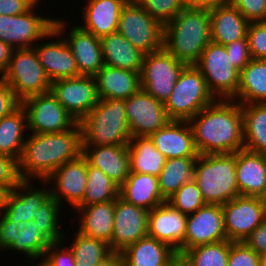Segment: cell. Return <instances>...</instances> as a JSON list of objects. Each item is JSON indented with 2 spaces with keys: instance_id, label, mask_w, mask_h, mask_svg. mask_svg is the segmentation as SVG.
<instances>
[{
  "instance_id": "1",
  "label": "cell",
  "mask_w": 266,
  "mask_h": 266,
  "mask_svg": "<svg viewBox=\"0 0 266 266\" xmlns=\"http://www.w3.org/2000/svg\"><path fill=\"white\" fill-rule=\"evenodd\" d=\"M188 122L199 155L244 149L242 107L235 100L216 99Z\"/></svg>"
},
{
  "instance_id": "2",
  "label": "cell",
  "mask_w": 266,
  "mask_h": 266,
  "mask_svg": "<svg viewBox=\"0 0 266 266\" xmlns=\"http://www.w3.org/2000/svg\"><path fill=\"white\" fill-rule=\"evenodd\" d=\"M82 152V130L79 122L60 133H31L26 137L17 161L18 174L21 180L39 178L41 182L45 181L61 165L79 158Z\"/></svg>"
},
{
  "instance_id": "3",
  "label": "cell",
  "mask_w": 266,
  "mask_h": 266,
  "mask_svg": "<svg viewBox=\"0 0 266 266\" xmlns=\"http://www.w3.org/2000/svg\"><path fill=\"white\" fill-rule=\"evenodd\" d=\"M211 42V20L208 10L183 8L164 25L163 47L178 61L195 65Z\"/></svg>"
},
{
  "instance_id": "4",
  "label": "cell",
  "mask_w": 266,
  "mask_h": 266,
  "mask_svg": "<svg viewBox=\"0 0 266 266\" xmlns=\"http://www.w3.org/2000/svg\"><path fill=\"white\" fill-rule=\"evenodd\" d=\"M79 125L82 130V146H127L132 138L124 99H99Z\"/></svg>"
},
{
  "instance_id": "5",
  "label": "cell",
  "mask_w": 266,
  "mask_h": 266,
  "mask_svg": "<svg viewBox=\"0 0 266 266\" xmlns=\"http://www.w3.org/2000/svg\"><path fill=\"white\" fill-rule=\"evenodd\" d=\"M235 165L236 152L198 155L193 180L206 204L223 205L239 196Z\"/></svg>"
},
{
  "instance_id": "6",
  "label": "cell",
  "mask_w": 266,
  "mask_h": 266,
  "mask_svg": "<svg viewBox=\"0 0 266 266\" xmlns=\"http://www.w3.org/2000/svg\"><path fill=\"white\" fill-rule=\"evenodd\" d=\"M36 5L39 4L36 3L20 15H0V40L13 49H28L33 48L38 40L49 37L59 39L64 34L67 23L59 18L57 20L37 15Z\"/></svg>"
},
{
  "instance_id": "7",
  "label": "cell",
  "mask_w": 266,
  "mask_h": 266,
  "mask_svg": "<svg viewBox=\"0 0 266 266\" xmlns=\"http://www.w3.org/2000/svg\"><path fill=\"white\" fill-rule=\"evenodd\" d=\"M215 100L200 70L186 65L164 106L170 120L189 121Z\"/></svg>"
},
{
  "instance_id": "8",
  "label": "cell",
  "mask_w": 266,
  "mask_h": 266,
  "mask_svg": "<svg viewBox=\"0 0 266 266\" xmlns=\"http://www.w3.org/2000/svg\"><path fill=\"white\" fill-rule=\"evenodd\" d=\"M195 66L215 99L232 100L236 96L240 71L232 64L224 45L211 41Z\"/></svg>"
},
{
  "instance_id": "9",
  "label": "cell",
  "mask_w": 266,
  "mask_h": 266,
  "mask_svg": "<svg viewBox=\"0 0 266 266\" xmlns=\"http://www.w3.org/2000/svg\"><path fill=\"white\" fill-rule=\"evenodd\" d=\"M3 78L20 101L50 91L51 81L34 48L14 49Z\"/></svg>"
},
{
  "instance_id": "10",
  "label": "cell",
  "mask_w": 266,
  "mask_h": 266,
  "mask_svg": "<svg viewBox=\"0 0 266 266\" xmlns=\"http://www.w3.org/2000/svg\"><path fill=\"white\" fill-rule=\"evenodd\" d=\"M117 32L144 54L163 48L164 26L134 0L121 10Z\"/></svg>"
},
{
  "instance_id": "11",
  "label": "cell",
  "mask_w": 266,
  "mask_h": 266,
  "mask_svg": "<svg viewBox=\"0 0 266 266\" xmlns=\"http://www.w3.org/2000/svg\"><path fill=\"white\" fill-rule=\"evenodd\" d=\"M186 64L178 61L164 47L144 54L140 73L141 88L156 100L165 103Z\"/></svg>"
},
{
  "instance_id": "12",
  "label": "cell",
  "mask_w": 266,
  "mask_h": 266,
  "mask_svg": "<svg viewBox=\"0 0 266 266\" xmlns=\"http://www.w3.org/2000/svg\"><path fill=\"white\" fill-rule=\"evenodd\" d=\"M27 116V128L33 134L60 133L77 122L57 101L51 91L21 101Z\"/></svg>"
},
{
  "instance_id": "13",
  "label": "cell",
  "mask_w": 266,
  "mask_h": 266,
  "mask_svg": "<svg viewBox=\"0 0 266 266\" xmlns=\"http://www.w3.org/2000/svg\"><path fill=\"white\" fill-rule=\"evenodd\" d=\"M227 240L243 242L266 220L264 199L239 195L222 205Z\"/></svg>"
},
{
  "instance_id": "14",
  "label": "cell",
  "mask_w": 266,
  "mask_h": 266,
  "mask_svg": "<svg viewBox=\"0 0 266 266\" xmlns=\"http://www.w3.org/2000/svg\"><path fill=\"white\" fill-rule=\"evenodd\" d=\"M125 114L132 138L148 137L171 121L164 103L142 88L125 100Z\"/></svg>"
},
{
  "instance_id": "15",
  "label": "cell",
  "mask_w": 266,
  "mask_h": 266,
  "mask_svg": "<svg viewBox=\"0 0 266 266\" xmlns=\"http://www.w3.org/2000/svg\"><path fill=\"white\" fill-rule=\"evenodd\" d=\"M50 91L76 122H80L99 101L94 76L53 81Z\"/></svg>"
},
{
  "instance_id": "16",
  "label": "cell",
  "mask_w": 266,
  "mask_h": 266,
  "mask_svg": "<svg viewBox=\"0 0 266 266\" xmlns=\"http://www.w3.org/2000/svg\"><path fill=\"white\" fill-rule=\"evenodd\" d=\"M227 240L222 205L205 204L187 215L182 253L190 248Z\"/></svg>"
},
{
  "instance_id": "17",
  "label": "cell",
  "mask_w": 266,
  "mask_h": 266,
  "mask_svg": "<svg viewBox=\"0 0 266 266\" xmlns=\"http://www.w3.org/2000/svg\"><path fill=\"white\" fill-rule=\"evenodd\" d=\"M149 211L130 204L120 197L115 200L114 226L109 244L112 252L120 253L148 235Z\"/></svg>"
},
{
  "instance_id": "18",
  "label": "cell",
  "mask_w": 266,
  "mask_h": 266,
  "mask_svg": "<svg viewBox=\"0 0 266 266\" xmlns=\"http://www.w3.org/2000/svg\"><path fill=\"white\" fill-rule=\"evenodd\" d=\"M52 182L56 188L50 189L51 197L60 205L63 198L72 208H76L83 199L87 182V159L81 155L79 158L66 162L56 169L45 181ZM55 189V190H54Z\"/></svg>"
},
{
  "instance_id": "19",
  "label": "cell",
  "mask_w": 266,
  "mask_h": 266,
  "mask_svg": "<svg viewBox=\"0 0 266 266\" xmlns=\"http://www.w3.org/2000/svg\"><path fill=\"white\" fill-rule=\"evenodd\" d=\"M186 222L187 215L165 201L148 213V236L166 243L181 255Z\"/></svg>"
},
{
  "instance_id": "20",
  "label": "cell",
  "mask_w": 266,
  "mask_h": 266,
  "mask_svg": "<svg viewBox=\"0 0 266 266\" xmlns=\"http://www.w3.org/2000/svg\"><path fill=\"white\" fill-rule=\"evenodd\" d=\"M166 159L198 158L193 132L188 121H169L163 128L148 136Z\"/></svg>"
},
{
  "instance_id": "21",
  "label": "cell",
  "mask_w": 266,
  "mask_h": 266,
  "mask_svg": "<svg viewBox=\"0 0 266 266\" xmlns=\"http://www.w3.org/2000/svg\"><path fill=\"white\" fill-rule=\"evenodd\" d=\"M30 183V180H21L12 189L1 214L6 220L14 221V224L19 227L27 221H32L35 210L37 211L51 196L50 189L32 188L33 184Z\"/></svg>"
},
{
  "instance_id": "22",
  "label": "cell",
  "mask_w": 266,
  "mask_h": 266,
  "mask_svg": "<svg viewBox=\"0 0 266 266\" xmlns=\"http://www.w3.org/2000/svg\"><path fill=\"white\" fill-rule=\"evenodd\" d=\"M82 155L88 163L100 169L117 186H121L130 173L128 146H82Z\"/></svg>"
},
{
  "instance_id": "23",
  "label": "cell",
  "mask_w": 266,
  "mask_h": 266,
  "mask_svg": "<svg viewBox=\"0 0 266 266\" xmlns=\"http://www.w3.org/2000/svg\"><path fill=\"white\" fill-rule=\"evenodd\" d=\"M235 169L239 195L266 197V154L239 150Z\"/></svg>"
},
{
  "instance_id": "24",
  "label": "cell",
  "mask_w": 266,
  "mask_h": 266,
  "mask_svg": "<svg viewBox=\"0 0 266 266\" xmlns=\"http://www.w3.org/2000/svg\"><path fill=\"white\" fill-rule=\"evenodd\" d=\"M37 44L33 48L51 82L81 76L74 55L65 38L41 45H39L40 43Z\"/></svg>"
},
{
  "instance_id": "25",
  "label": "cell",
  "mask_w": 266,
  "mask_h": 266,
  "mask_svg": "<svg viewBox=\"0 0 266 266\" xmlns=\"http://www.w3.org/2000/svg\"><path fill=\"white\" fill-rule=\"evenodd\" d=\"M66 38L80 75L94 76L103 66L101 40L92 33L84 31L80 25L71 29Z\"/></svg>"
},
{
  "instance_id": "26",
  "label": "cell",
  "mask_w": 266,
  "mask_h": 266,
  "mask_svg": "<svg viewBox=\"0 0 266 266\" xmlns=\"http://www.w3.org/2000/svg\"><path fill=\"white\" fill-rule=\"evenodd\" d=\"M88 1L82 10L84 25L80 27L98 38L117 32L121 10L129 0Z\"/></svg>"
},
{
  "instance_id": "27",
  "label": "cell",
  "mask_w": 266,
  "mask_h": 266,
  "mask_svg": "<svg viewBox=\"0 0 266 266\" xmlns=\"http://www.w3.org/2000/svg\"><path fill=\"white\" fill-rule=\"evenodd\" d=\"M211 41L226 46L247 36L249 21L230 2L209 10Z\"/></svg>"
},
{
  "instance_id": "28",
  "label": "cell",
  "mask_w": 266,
  "mask_h": 266,
  "mask_svg": "<svg viewBox=\"0 0 266 266\" xmlns=\"http://www.w3.org/2000/svg\"><path fill=\"white\" fill-rule=\"evenodd\" d=\"M94 78L99 99L126 100L141 88L140 73L107 65Z\"/></svg>"
},
{
  "instance_id": "29",
  "label": "cell",
  "mask_w": 266,
  "mask_h": 266,
  "mask_svg": "<svg viewBox=\"0 0 266 266\" xmlns=\"http://www.w3.org/2000/svg\"><path fill=\"white\" fill-rule=\"evenodd\" d=\"M120 254L122 266H167L177 252L166 243L147 235Z\"/></svg>"
},
{
  "instance_id": "30",
  "label": "cell",
  "mask_w": 266,
  "mask_h": 266,
  "mask_svg": "<svg viewBox=\"0 0 266 266\" xmlns=\"http://www.w3.org/2000/svg\"><path fill=\"white\" fill-rule=\"evenodd\" d=\"M119 197L148 211L166 201L160 192L158 177L135 172H130L119 187Z\"/></svg>"
},
{
  "instance_id": "31",
  "label": "cell",
  "mask_w": 266,
  "mask_h": 266,
  "mask_svg": "<svg viewBox=\"0 0 266 266\" xmlns=\"http://www.w3.org/2000/svg\"><path fill=\"white\" fill-rule=\"evenodd\" d=\"M80 216V225L78 232L98 240H102L107 244L111 243L115 200L82 206L74 209Z\"/></svg>"
},
{
  "instance_id": "32",
  "label": "cell",
  "mask_w": 266,
  "mask_h": 266,
  "mask_svg": "<svg viewBox=\"0 0 266 266\" xmlns=\"http://www.w3.org/2000/svg\"><path fill=\"white\" fill-rule=\"evenodd\" d=\"M100 40L104 65L141 73L144 53L122 34L114 32Z\"/></svg>"
},
{
  "instance_id": "33",
  "label": "cell",
  "mask_w": 266,
  "mask_h": 266,
  "mask_svg": "<svg viewBox=\"0 0 266 266\" xmlns=\"http://www.w3.org/2000/svg\"><path fill=\"white\" fill-rule=\"evenodd\" d=\"M232 100L240 104L266 103V59H251L240 71L239 87Z\"/></svg>"
},
{
  "instance_id": "34",
  "label": "cell",
  "mask_w": 266,
  "mask_h": 266,
  "mask_svg": "<svg viewBox=\"0 0 266 266\" xmlns=\"http://www.w3.org/2000/svg\"><path fill=\"white\" fill-rule=\"evenodd\" d=\"M244 149L266 154V103L241 104Z\"/></svg>"
},
{
  "instance_id": "35",
  "label": "cell",
  "mask_w": 266,
  "mask_h": 266,
  "mask_svg": "<svg viewBox=\"0 0 266 266\" xmlns=\"http://www.w3.org/2000/svg\"><path fill=\"white\" fill-rule=\"evenodd\" d=\"M27 128L25 109L20 105L10 115L0 119V154L19 160L26 141Z\"/></svg>"
},
{
  "instance_id": "36",
  "label": "cell",
  "mask_w": 266,
  "mask_h": 266,
  "mask_svg": "<svg viewBox=\"0 0 266 266\" xmlns=\"http://www.w3.org/2000/svg\"><path fill=\"white\" fill-rule=\"evenodd\" d=\"M130 172L150 174L158 177L166 158L153 145L149 137H134L129 141Z\"/></svg>"
},
{
  "instance_id": "37",
  "label": "cell",
  "mask_w": 266,
  "mask_h": 266,
  "mask_svg": "<svg viewBox=\"0 0 266 266\" xmlns=\"http://www.w3.org/2000/svg\"><path fill=\"white\" fill-rule=\"evenodd\" d=\"M197 158L179 157L166 159L158 175L159 189L167 201L184 183L193 180L194 165Z\"/></svg>"
},
{
  "instance_id": "38",
  "label": "cell",
  "mask_w": 266,
  "mask_h": 266,
  "mask_svg": "<svg viewBox=\"0 0 266 266\" xmlns=\"http://www.w3.org/2000/svg\"><path fill=\"white\" fill-rule=\"evenodd\" d=\"M119 197L117 186L100 169L91 166L87 161V182L82 202L75 208L116 200Z\"/></svg>"
},
{
  "instance_id": "39",
  "label": "cell",
  "mask_w": 266,
  "mask_h": 266,
  "mask_svg": "<svg viewBox=\"0 0 266 266\" xmlns=\"http://www.w3.org/2000/svg\"><path fill=\"white\" fill-rule=\"evenodd\" d=\"M13 242L7 250L23 252L31 261L41 257L43 260L46 249L52 243L42 232L37 228L35 221H27L23 226L19 227Z\"/></svg>"
},
{
  "instance_id": "40",
  "label": "cell",
  "mask_w": 266,
  "mask_h": 266,
  "mask_svg": "<svg viewBox=\"0 0 266 266\" xmlns=\"http://www.w3.org/2000/svg\"><path fill=\"white\" fill-rule=\"evenodd\" d=\"M230 241L222 240L185 250L181 255L190 266H227Z\"/></svg>"
},
{
  "instance_id": "41",
  "label": "cell",
  "mask_w": 266,
  "mask_h": 266,
  "mask_svg": "<svg viewBox=\"0 0 266 266\" xmlns=\"http://www.w3.org/2000/svg\"><path fill=\"white\" fill-rule=\"evenodd\" d=\"M73 242L70 249L75 257V266H95L112 253L106 242L85 236L78 231Z\"/></svg>"
},
{
  "instance_id": "42",
  "label": "cell",
  "mask_w": 266,
  "mask_h": 266,
  "mask_svg": "<svg viewBox=\"0 0 266 266\" xmlns=\"http://www.w3.org/2000/svg\"><path fill=\"white\" fill-rule=\"evenodd\" d=\"M61 207L63 206H61L55 198L50 196L37 211L35 210V215H33V220L37 228H39V231L51 242H59L66 237L63 234L64 232L59 230L61 225L58 221Z\"/></svg>"
},
{
  "instance_id": "43",
  "label": "cell",
  "mask_w": 266,
  "mask_h": 266,
  "mask_svg": "<svg viewBox=\"0 0 266 266\" xmlns=\"http://www.w3.org/2000/svg\"><path fill=\"white\" fill-rule=\"evenodd\" d=\"M167 202L185 215L193 214L206 204L194 180L184 183Z\"/></svg>"
},
{
  "instance_id": "44",
  "label": "cell",
  "mask_w": 266,
  "mask_h": 266,
  "mask_svg": "<svg viewBox=\"0 0 266 266\" xmlns=\"http://www.w3.org/2000/svg\"><path fill=\"white\" fill-rule=\"evenodd\" d=\"M163 26L184 8L183 0H134Z\"/></svg>"
},
{
  "instance_id": "45",
  "label": "cell",
  "mask_w": 266,
  "mask_h": 266,
  "mask_svg": "<svg viewBox=\"0 0 266 266\" xmlns=\"http://www.w3.org/2000/svg\"><path fill=\"white\" fill-rule=\"evenodd\" d=\"M247 39L252 59H266V21L250 22Z\"/></svg>"
},
{
  "instance_id": "46",
  "label": "cell",
  "mask_w": 266,
  "mask_h": 266,
  "mask_svg": "<svg viewBox=\"0 0 266 266\" xmlns=\"http://www.w3.org/2000/svg\"><path fill=\"white\" fill-rule=\"evenodd\" d=\"M227 266H260V258L244 242H230Z\"/></svg>"
},
{
  "instance_id": "47",
  "label": "cell",
  "mask_w": 266,
  "mask_h": 266,
  "mask_svg": "<svg viewBox=\"0 0 266 266\" xmlns=\"http://www.w3.org/2000/svg\"><path fill=\"white\" fill-rule=\"evenodd\" d=\"M249 22L266 21V0H229Z\"/></svg>"
},
{
  "instance_id": "48",
  "label": "cell",
  "mask_w": 266,
  "mask_h": 266,
  "mask_svg": "<svg viewBox=\"0 0 266 266\" xmlns=\"http://www.w3.org/2000/svg\"><path fill=\"white\" fill-rule=\"evenodd\" d=\"M62 242H52L46 249L43 261L48 266H75V257L70 247L60 249L59 244L62 245Z\"/></svg>"
},
{
  "instance_id": "49",
  "label": "cell",
  "mask_w": 266,
  "mask_h": 266,
  "mask_svg": "<svg viewBox=\"0 0 266 266\" xmlns=\"http://www.w3.org/2000/svg\"><path fill=\"white\" fill-rule=\"evenodd\" d=\"M225 49L232 60V64L241 71L252 59L247 36L238 39L225 46Z\"/></svg>"
},
{
  "instance_id": "50",
  "label": "cell",
  "mask_w": 266,
  "mask_h": 266,
  "mask_svg": "<svg viewBox=\"0 0 266 266\" xmlns=\"http://www.w3.org/2000/svg\"><path fill=\"white\" fill-rule=\"evenodd\" d=\"M20 181L17 160L0 154V185L13 189Z\"/></svg>"
},
{
  "instance_id": "51",
  "label": "cell",
  "mask_w": 266,
  "mask_h": 266,
  "mask_svg": "<svg viewBox=\"0 0 266 266\" xmlns=\"http://www.w3.org/2000/svg\"><path fill=\"white\" fill-rule=\"evenodd\" d=\"M21 105L11 86L0 77V119L10 115Z\"/></svg>"
},
{
  "instance_id": "52",
  "label": "cell",
  "mask_w": 266,
  "mask_h": 266,
  "mask_svg": "<svg viewBox=\"0 0 266 266\" xmlns=\"http://www.w3.org/2000/svg\"><path fill=\"white\" fill-rule=\"evenodd\" d=\"M38 2L39 0H0V15H20Z\"/></svg>"
},
{
  "instance_id": "53",
  "label": "cell",
  "mask_w": 266,
  "mask_h": 266,
  "mask_svg": "<svg viewBox=\"0 0 266 266\" xmlns=\"http://www.w3.org/2000/svg\"><path fill=\"white\" fill-rule=\"evenodd\" d=\"M243 242L258 255L266 253V220L256 227Z\"/></svg>"
},
{
  "instance_id": "54",
  "label": "cell",
  "mask_w": 266,
  "mask_h": 266,
  "mask_svg": "<svg viewBox=\"0 0 266 266\" xmlns=\"http://www.w3.org/2000/svg\"><path fill=\"white\" fill-rule=\"evenodd\" d=\"M0 220V250H7L15 242L19 226L14 221H8L1 215Z\"/></svg>"
},
{
  "instance_id": "55",
  "label": "cell",
  "mask_w": 266,
  "mask_h": 266,
  "mask_svg": "<svg viewBox=\"0 0 266 266\" xmlns=\"http://www.w3.org/2000/svg\"><path fill=\"white\" fill-rule=\"evenodd\" d=\"M184 8L210 10L219 5L228 3L229 0H183Z\"/></svg>"
},
{
  "instance_id": "56",
  "label": "cell",
  "mask_w": 266,
  "mask_h": 266,
  "mask_svg": "<svg viewBox=\"0 0 266 266\" xmlns=\"http://www.w3.org/2000/svg\"><path fill=\"white\" fill-rule=\"evenodd\" d=\"M13 48L0 40V77H3L11 59ZM2 74V75H1Z\"/></svg>"
},
{
  "instance_id": "57",
  "label": "cell",
  "mask_w": 266,
  "mask_h": 266,
  "mask_svg": "<svg viewBox=\"0 0 266 266\" xmlns=\"http://www.w3.org/2000/svg\"><path fill=\"white\" fill-rule=\"evenodd\" d=\"M95 266H122L121 254L112 252L107 258H105Z\"/></svg>"
},
{
  "instance_id": "58",
  "label": "cell",
  "mask_w": 266,
  "mask_h": 266,
  "mask_svg": "<svg viewBox=\"0 0 266 266\" xmlns=\"http://www.w3.org/2000/svg\"><path fill=\"white\" fill-rule=\"evenodd\" d=\"M11 191L12 189L10 187L0 185V214L7 204V199Z\"/></svg>"
},
{
  "instance_id": "59",
  "label": "cell",
  "mask_w": 266,
  "mask_h": 266,
  "mask_svg": "<svg viewBox=\"0 0 266 266\" xmlns=\"http://www.w3.org/2000/svg\"><path fill=\"white\" fill-rule=\"evenodd\" d=\"M167 266H190V265L182 255L176 254L175 257L167 264Z\"/></svg>"
},
{
  "instance_id": "60",
  "label": "cell",
  "mask_w": 266,
  "mask_h": 266,
  "mask_svg": "<svg viewBox=\"0 0 266 266\" xmlns=\"http://www.w3.org/2000/svg\"><path fill=\"white\" fill-rule=\"evenodd\" d=\"M259 258H260V266H266V253L260 254Z\"/></svg>"
},
{
  "instance_id": "61",
  "label": "cell",
  "mask_w": 266,
  "mask_h": 266,
  "mask_svg": "<svg viewBox=\"0 0 266 266\" xmlns=\"http://www.w3.org/2000/svg\"><path fill=\"white\" fill-rule=\"evenodd\" d=\"M35 266H48L44 261H40L39 264L35 265Z\"/></svg>"
},
{
  "instance_id": "62",
  "label": "cell",
  "mask_w": 266,
  "mask_h": 266,
  "mask_svg": "<svg viewBox=\"0 0 266 266\" xmlns=\"http://www.w3.org/2000/svg\"><path fill=\"white\" fill-rule=\"evenodd\" d=\"M263 199H264V203H265V212H266V197Z\"/></svg>"
}]
</instances>
